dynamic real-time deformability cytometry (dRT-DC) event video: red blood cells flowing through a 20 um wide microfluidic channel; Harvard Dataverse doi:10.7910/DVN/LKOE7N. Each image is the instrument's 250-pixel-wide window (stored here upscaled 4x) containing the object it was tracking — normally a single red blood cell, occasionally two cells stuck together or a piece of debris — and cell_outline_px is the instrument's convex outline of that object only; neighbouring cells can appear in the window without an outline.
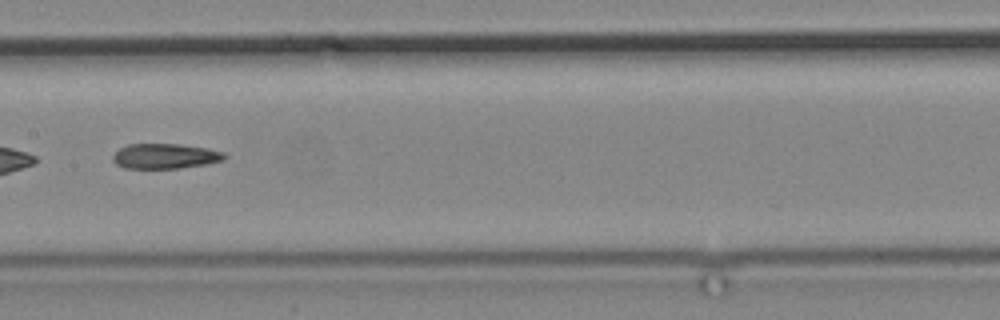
{"species": "common noctule bat (a hibernating species)", "species_latin": "Nyctalus noctula", "temperature_condition": "cold", "stored_images_in_passage": 13, "camera_frame_rate_fps": 3000, "um_per_image_px": 0.085, "animal": {"sex": "male", "body_mass_g": 19.2, "forearm_length_mm": 51.8}, "frame": {"image": 1, "passage_image": 10, "time_ms": 15.333, "image_size_px": [1000, 320], "cell_outline_px": [[228, 156], [224, 160], [208, 164], [180, 168], [124, 168], [116, 164], [112, 160], [112, 156], [120, 148], [128, 144], [176, 144], [208, 148], [224, 152]], "centroid_in_image_um": [14.06, 13.27], "position_along_channel_um": 193.3, "area_um2": 16.42}}
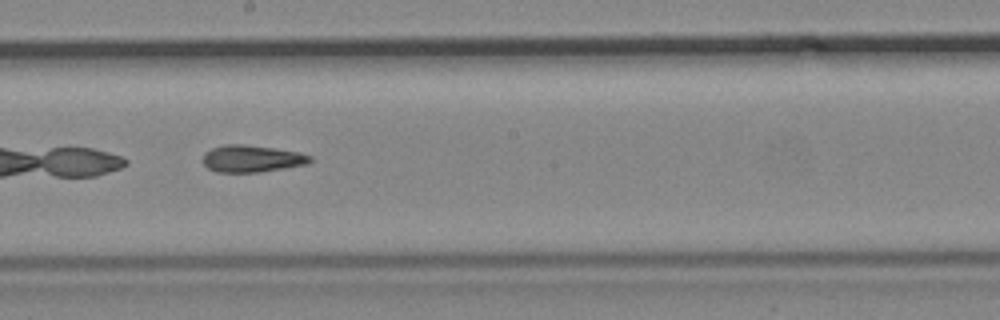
{"frame": {"image": 2, "passage_image": 11, "time_ms": 16.333, "image_size_px": [1000, 320], "cell_outline_px": [[312, 160], [308, 164], [284, 168], [256, 172], [216, 172], [208, 168], [200, 160], [204, 152], [212, 148], [224, 144], [244, 144], [276, 148], [300, 152], [312, 156]], "centroid_in_image_um": [21.38, 13.47], "position_along_channel_um": 226.8, "area_um2": 17.11}}
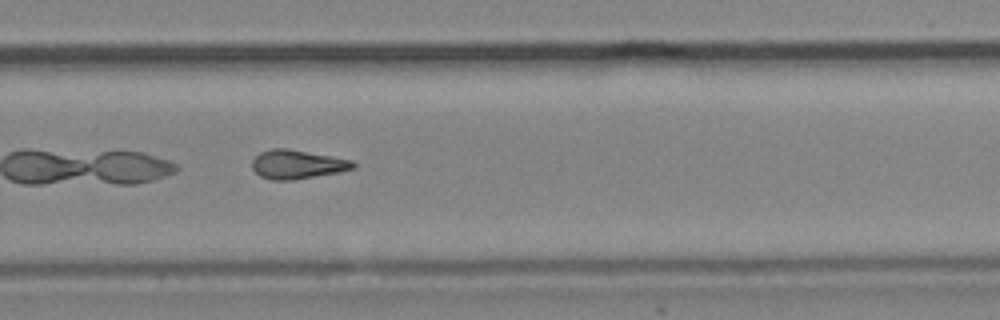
{"frame": {"image": 3, "passage_image": 13, "time_ms": 18.667, "image_size_px": [1000, 320], "cell_outline_px": [[356, 168], [340, 172], [292, 180], [272, 180], [260, 176], [252, 168], [252, 160], [260, 152], [272, 148], [288, 148], [332, 156], [352, 160], [356, 164]], "centroid_in_image_um": [25.28, 13.97], "position_along_channel_um": 304.5, "area_um2": 17.11}}